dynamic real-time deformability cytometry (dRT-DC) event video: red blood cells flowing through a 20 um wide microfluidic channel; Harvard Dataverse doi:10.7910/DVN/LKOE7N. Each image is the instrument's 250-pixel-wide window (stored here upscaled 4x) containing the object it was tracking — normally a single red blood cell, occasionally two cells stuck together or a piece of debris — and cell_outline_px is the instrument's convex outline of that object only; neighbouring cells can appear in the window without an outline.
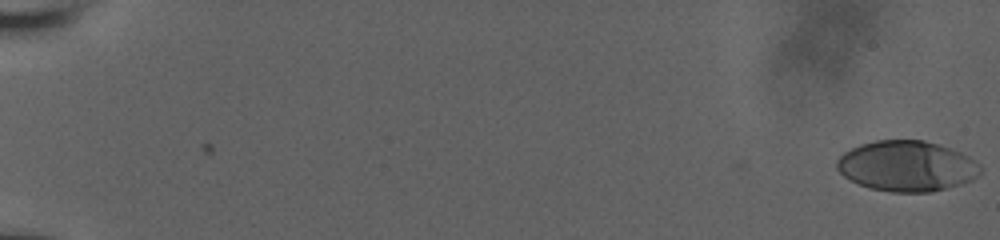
{"species": "human", "species_latin": "Homo sapiens", "temperature_condition": "room temperature", "stored_images_in_passage": 56, "camera_frame_rate_fps": 3000, "um_per_image_px": 0.085, "donor": {"sex": "male"}, "frame": {"image": 1, "passage_image": 1, "time_ms": 0.0, "image_size_px": [1000, 240], "cell_outline_px": [[980, 172], [972, 180], [932, 192], [892, 192], [872, 188], [860, 184], [844, 176], [836, 168], [836, 160], [844, 152], [860, 144], [876, 140], [924, 140], [960, 152], [968, 156], [980, 164]], "centroid_in_image_um": [77.06, 14.11], "position_along_channel_um": 7.9, "area_um2": 41.91}}
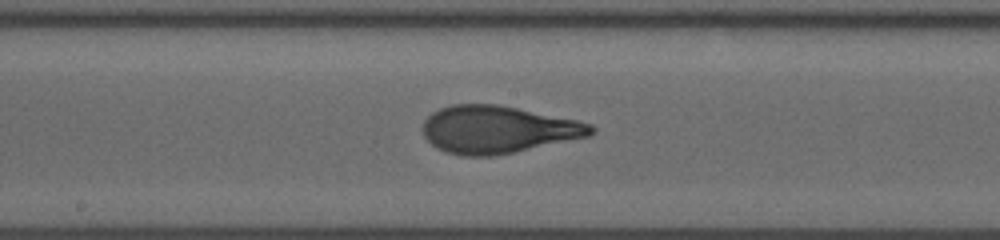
{"frame": {"image": 2, "passage_image": 33, "time_ms": 10.667, "image_size_px": [1000, 240], "cell_outline_px": [[596, 128], [588, 136], [512, 152], [492, 156], [464, 156], [448, 152], [436, 148], [424, 136], [420, 128], [424, 120], [432, 112], [440, 108], [452, 104], [496, 104], [576, 120], [592, 124]], "centroid_in_image_um": [42.24, 11.0], "position_along_channel_um": 206.0, "area_um2": 46.07}}
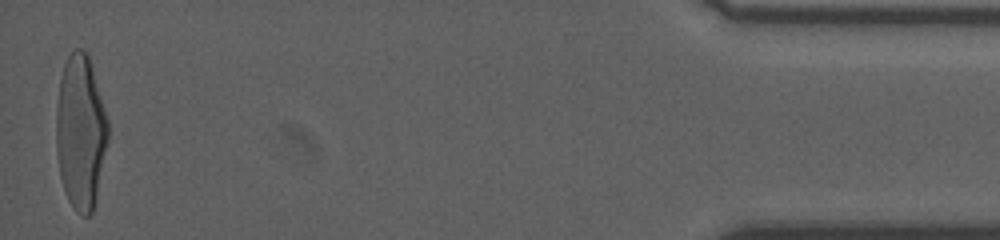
{"frame": {"image": 3, "passage_image": 56, "time_ms": 18.333, "image_size_px": [1000, 240], "cell_outline_px": [[108, 140], [96, 196], [92, 212], [88, 216], [80, 216], [72, 208], [68, 200], [60, 176], [56, 148], [56, 108], [60, 76], [64, 64], [68, 56], [76, 48], [80, 48], [88, 52], [108, 120]], "centroid_in_image_um": [6.84, 11.21], "position_along_channel_um": 428.4, "area_um2": 46.7}, "authors_computed_cell_mechanics": {"area_um2": 44.6505, "velocity_mm_per_s": 3.9525, "shape_relaxation_time_tau1_ms": 3.7487, "shape_relaxation_time_tau2_ms": 0.7605, "deformation_change_tau1": 0.2232, "deformation_change_tau2": 0.086}}